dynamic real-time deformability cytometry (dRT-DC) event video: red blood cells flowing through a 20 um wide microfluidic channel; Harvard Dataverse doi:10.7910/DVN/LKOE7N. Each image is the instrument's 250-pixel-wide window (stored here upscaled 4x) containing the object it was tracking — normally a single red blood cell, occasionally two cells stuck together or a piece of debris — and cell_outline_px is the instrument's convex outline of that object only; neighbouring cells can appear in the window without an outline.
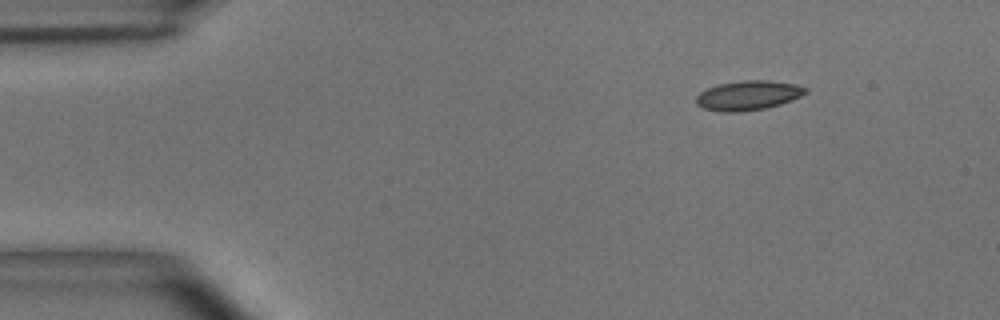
{"species": "common noctule bat (a hibernating species)", "species_latin": "Nyctalus noctula", "temperature_condition": "room temperature", "stored_images_in_passage": 33, "camera_frame_rate_fps": 3000, "um_per_image_px": 0.085, "animal": {"sex": "male", "body_mass_g": 15.6}, "frame": {"image": 1, "passage_image": 1, "time_ms": 0.0, "image_size_px": [1000, 320], "cell_outline_px": [[808, 92], [792, 100], [780, 104], [764, 108], [740, 112], [720, 112], [704, 108], [696, 104], [696, 96], [700, 92], [708, 88], [720, 84], [744, 80], [768, 80], [796, 84], [808, 88]], "centroid_in_image_um": [63.6, 8.11], "position_along_channel_um": 21.4, "area_um2": 18.79}}
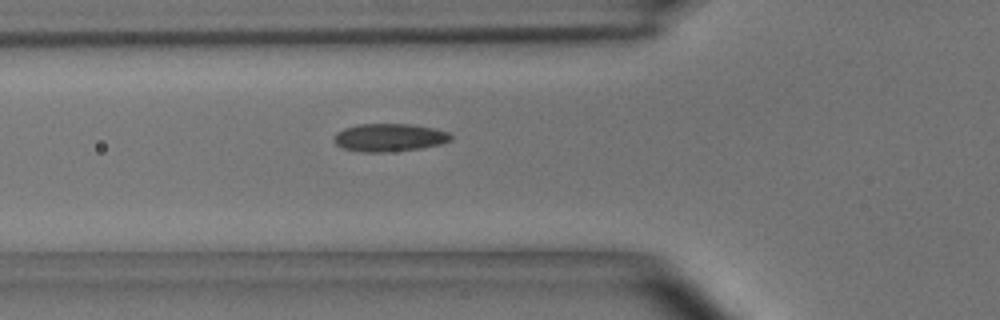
{"frame": {"image": 2, "passage_image": 13, "time_ms": 4.0, "image_size_px": [1000, 320], "cell_outline_px": [[452, 140], [440, 144], [420, 148], [388, 152], [360, 152], [344, 148], [336, 144], [332, 140], [336, 132], [344, 128], [356, 124], [412, 124], [432, 128], [448, 132], [452, 136]], "centroid_in_image_um": [33.06, 11.69], "position_along_channel_um": 92.7, "area_um2": 19.07}}
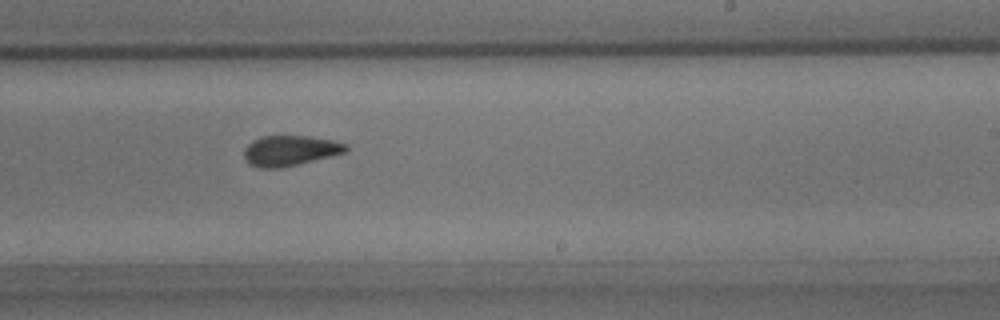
{"frame": {"image": 3, "passage_image": 27, "time_ms": 8.667, "image_size_px": [1000, 320], "cell_outline_px": [[348, 152], [280, 168], [260, 168], [248, 164], [244, 156], [244, 148], [252, 140], [264, 136], [308, 136], [332, 140], [348, 144]], "centroid_in_image_um": [24.65, 12.8], "position_along_channel_um": 264.3, "area_um2": 18.03}}